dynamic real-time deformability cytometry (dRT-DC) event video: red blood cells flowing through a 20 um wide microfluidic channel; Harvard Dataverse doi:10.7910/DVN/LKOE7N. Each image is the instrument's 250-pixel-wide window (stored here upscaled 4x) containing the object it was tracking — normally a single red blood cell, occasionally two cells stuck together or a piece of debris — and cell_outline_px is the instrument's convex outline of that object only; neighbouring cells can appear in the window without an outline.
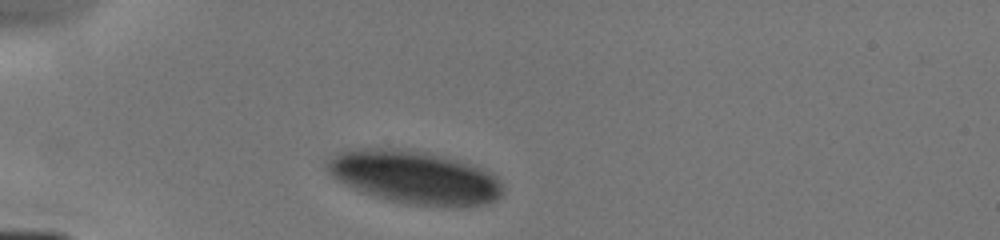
{"species": "human", "species_latin": "Homo sapiens", "temperature_condition": "cold", "stored_images_in_passage": 2, "camera_frame_rate_fps": 3000, "um_per_image_px": 0.085, "donor": {"sex": "male"}, "frame": {"image": 1, "passage_image": 1, "time_ms": 0.0, "image_size_px": [1000, 240], "cell_outline_px": [[504, 192], [496, 200], [488, 204], [460, 208], [448, 208], [408, 204], [388, 200], [360, 192], [336, 180], [324, 168], [324, 160], [344, 148], [404, 148], [424, 152], [456, 160], [492, 172], [500, 180], [504, 188]], "centroid_in_image_um": [35.2, 15.08], "position_along_channel_um": 49.8, "area_um2": 55.6}}